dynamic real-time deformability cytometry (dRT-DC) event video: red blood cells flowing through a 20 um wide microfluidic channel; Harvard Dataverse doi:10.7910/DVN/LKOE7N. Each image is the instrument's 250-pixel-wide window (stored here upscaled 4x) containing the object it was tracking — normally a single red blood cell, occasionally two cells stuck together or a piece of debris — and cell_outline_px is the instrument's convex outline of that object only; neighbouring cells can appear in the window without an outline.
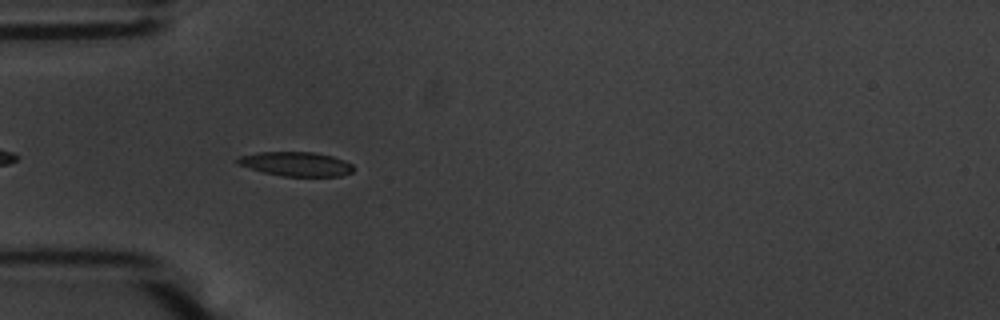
{"species": "common noctule bat (a hibernating species)", "species_latin": "Nyctalus noctula", "temperature_condition": "warm", "stored_images_in_passage": 9, "camera_frame_rate_fps": 3000, "um_per_image_px": 0.085, "animal": {"sex": "male", "body_mass_g": 20.1, "forearm_length_mm": 53.5}, "frame": {"image": 1, "passage_image": 4, "time_ms": 1.0, "image_size_px": [1000, 320], "cell_outline_px": [[352, 172], [340, 176], [284, 176], [264, 172], [236, 164], [236, 160], [240, 156], [260, 152], [312, 152], [332, 156], [344, 160], [352, 164]], "centroid_in_image_um": [25.16, 13.93], "position_along_channel_um": 59.8, "area_um2": 16.18}}